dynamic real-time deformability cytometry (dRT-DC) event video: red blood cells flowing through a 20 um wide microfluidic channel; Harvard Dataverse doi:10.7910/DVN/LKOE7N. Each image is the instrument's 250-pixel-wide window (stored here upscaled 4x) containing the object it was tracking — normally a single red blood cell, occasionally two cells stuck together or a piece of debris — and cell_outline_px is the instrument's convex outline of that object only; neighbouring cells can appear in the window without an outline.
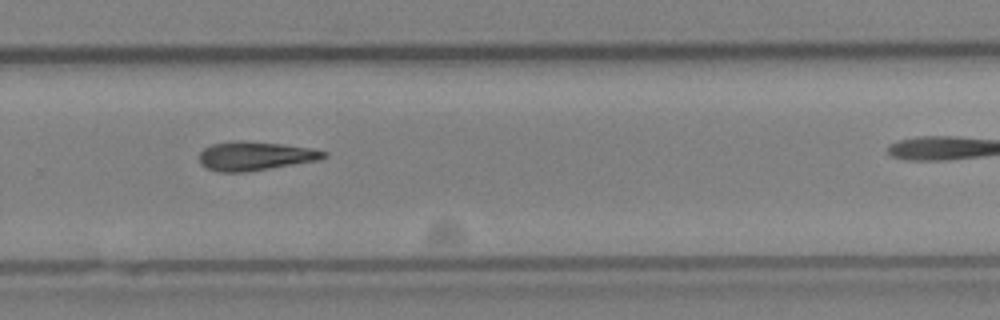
{"species": "Egyptian fruit bat (a non-hibernating species)", "species_latin": "Rousettus aegyptiacus", "temperature_condition": "cold", "stored_images_in_passage": 26, "camera_frame_rate_fps": 3000, "um_per_image_px": 0.085, "animal": {"sex": "female"}, "frame": {"image": 1, "passage_image": 19, "time_ms": 6.0, "image_size_px": [1000, 320], "cell_outline_px": [[328, 156], [316, 160], [244, 172], [220, 172], [208, 168], [200, 164], [200, 152], [204, 148], [212, 144], [240, 140], [244, 140], [280, 144], [308, 148], [328, 152]], "centroid_in_image_um": [21.64, 13.25], "position_along_channel_um": 308.2, "area_um2": 20.52}}